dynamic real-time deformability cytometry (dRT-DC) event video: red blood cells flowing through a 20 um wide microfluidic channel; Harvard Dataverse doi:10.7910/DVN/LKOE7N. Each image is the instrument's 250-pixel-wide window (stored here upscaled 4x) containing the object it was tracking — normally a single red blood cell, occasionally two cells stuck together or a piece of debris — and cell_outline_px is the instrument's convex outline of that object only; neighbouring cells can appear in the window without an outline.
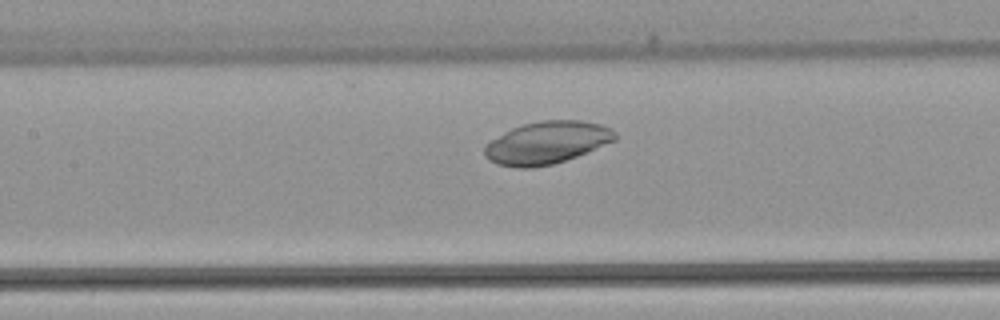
{"species": "common noctule bat (a hibernating species)", "species_latin": "Nyctalus noctula", "temperature_condition": "warm", "stored_images_in_passage": 33, "camera_frame_rate_fps": 3000, "um_per_image_px": 0.085, "animal": {"sex": "female", "body_mass_g": 22.7, "forearm_length_mm": 54.2}, "frame": {"image": 1, "passage_image": 11, "time_ms": 3.333, "image_size_px": [1000, 320], "cell_outline_px": [[616, 140], [576, 156], [552, 164], [532, 168], [516, 168], [496, 164], [484, 152], [484, 144], [504, 132], [512, 128], [524, 124], [540, 120], [580, 120], [600, 124], [616, 132]], "centroid_in_image_um": [46.46, 12.12], "position_along_channel_um": 160.9, "area_um2": 32.02}}
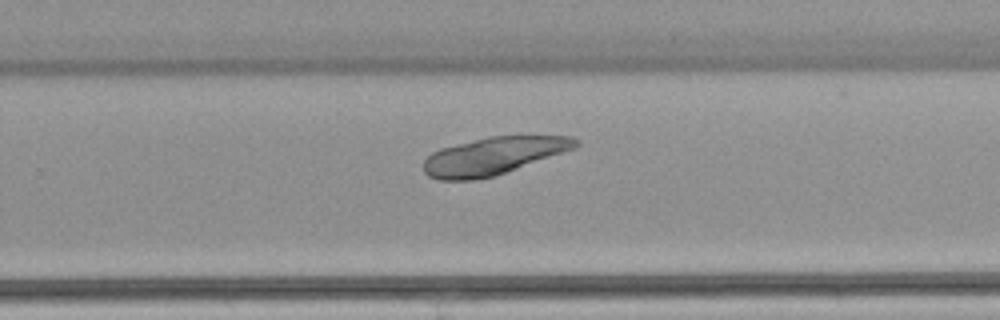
{"frame": {"image": 2, "passage_image": 21, "time_ms": 6.667, "image_size_px": [1000, 320], "cell_outline_px": [[580, 144], [576, 148], [496, 176], [476, 180], [436, 180], [428, 176], [424, 172], [424, 160], [432, 152], [440, 148], [488, 136], [572, 136], [580, 140]], "centroid_in_image_um": [41.95, 13.26], "position_along_channel_um": 287.9, "area_um2": 33.47}}
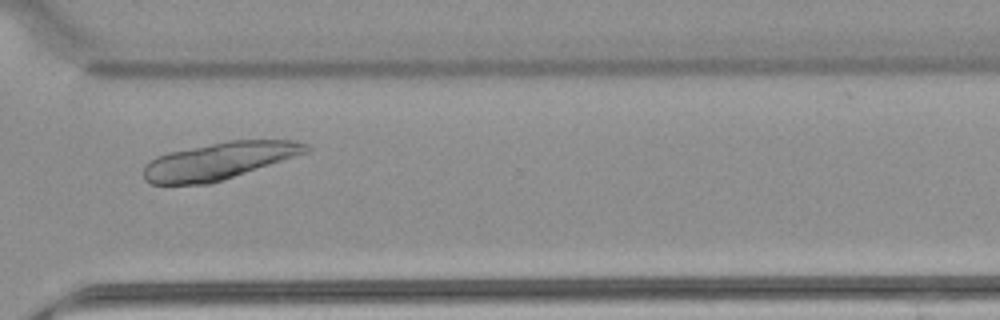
{"frame": {"image": 3, "passage_image": 26, "time_ms": 8.333, "image_size_px": [1000, 320], "cell_outline_px": [[312, 148], [308, 152], [212, 184], [152, 184], [144, 180], [144, 164], [156, 156], [168, 152], [228, 140], [296, 140], [308, 144]], "centroid_in_image_um": [18.63, 13.67], "position_along_channel_um": 352.0, "area_um2": 35.32}}